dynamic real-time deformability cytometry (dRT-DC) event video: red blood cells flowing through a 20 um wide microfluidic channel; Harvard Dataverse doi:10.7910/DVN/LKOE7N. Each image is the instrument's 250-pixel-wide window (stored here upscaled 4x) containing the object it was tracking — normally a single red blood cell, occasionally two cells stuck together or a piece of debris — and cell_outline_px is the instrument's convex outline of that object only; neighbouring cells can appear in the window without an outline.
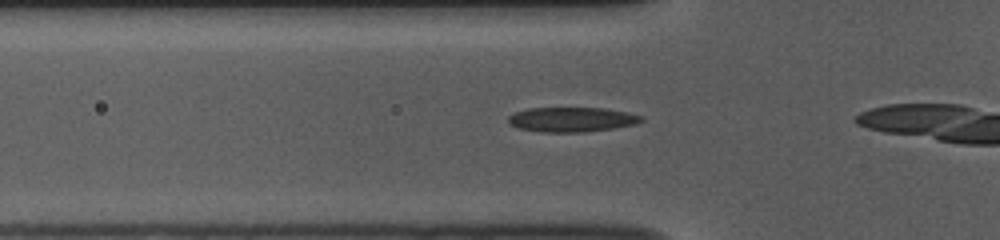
{"species": "common noctule bat (a hibernating species)", "species_latin": "Nyctalus noctula", "temperature_condition": "room temperature", "stored_images_in_passage": 9, "camera_frame_rate_fps": 3000, "um_per_image_px": 0.085, "animal": {"sex": "female", "body_mass_g": 10.0, "forearm_length_mm": 53.1}, "frame": {"image": 1, "passage_image": 3, "time_ms": 0.667, "image_size_px": [1000, 240], "cell_outline_px": [[644, 120], [636, 124], [612, 128], [584, 132], [544, 132], [520, 128], [508, 124], [508, 116], [516, 112], [528, 108], [604, 108], [628, 112], [644, 116]], "centroid_in_image_um": [48.62, 10.15], "position_along_channel_um": 77.2, "area_um2": 19.13}}
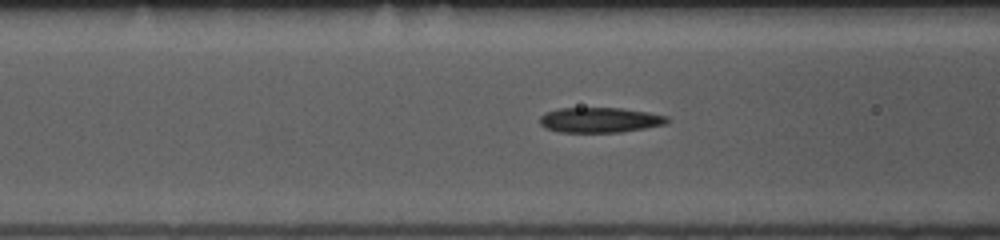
{"frame": {"image": 2, "passage_image": 6, "time_ms": 1.667, "image_size_px": [1000, 240], "cell_outline_px": [[668, 124], [620, 132], [560, 132], [544, 128], [540, 124], [540, 116], [544, 112], [560, 108], [620, 108], [648, 112], [668, 116]], "centroid_in_image_um": [50.97, 10.2], "position_along_channel_um": 115.6, "area_um2": 18.73}}